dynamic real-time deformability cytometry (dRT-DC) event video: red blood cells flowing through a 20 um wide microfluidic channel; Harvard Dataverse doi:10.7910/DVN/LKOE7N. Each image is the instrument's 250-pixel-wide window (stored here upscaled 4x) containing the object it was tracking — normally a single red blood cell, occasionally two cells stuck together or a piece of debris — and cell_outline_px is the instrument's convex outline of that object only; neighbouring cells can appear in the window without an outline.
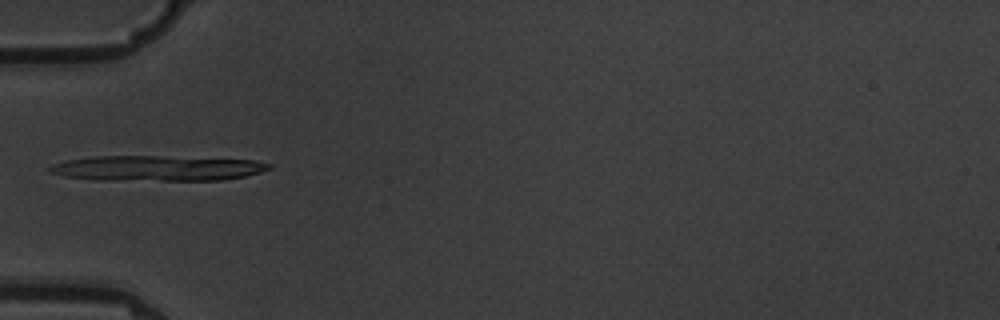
{"species": "common noctule bat (a hibernating species)", "species_latin": "Nyctalus noctula", "temperature_condition": "warm", "stored_images_in_passage": 2, "camera_frame_rate_fps": 3000, "um_per_image_px": 0.085, "animal": {"sex": "male", "body_mass_g": 19.5, "forearm_length_mm": 54.6}, "frame": {"image": 1, "passage_image": 2, "time_ms": 2.0, "image_size_px": [1000, 320], "cell_outline_px": [[272, 168], [260, 172], [244, 176], [224, 180], [100, 180], [64, 176], [48, 172], [48, 168], [52, 164], [68, 160], [92, 156], [160, 156], [252, 160], [272, 164]], "centroid_in_image_um": [13.33, 14.3], "position_along_channel_um": 71.7, "area_um2": 32.25}}